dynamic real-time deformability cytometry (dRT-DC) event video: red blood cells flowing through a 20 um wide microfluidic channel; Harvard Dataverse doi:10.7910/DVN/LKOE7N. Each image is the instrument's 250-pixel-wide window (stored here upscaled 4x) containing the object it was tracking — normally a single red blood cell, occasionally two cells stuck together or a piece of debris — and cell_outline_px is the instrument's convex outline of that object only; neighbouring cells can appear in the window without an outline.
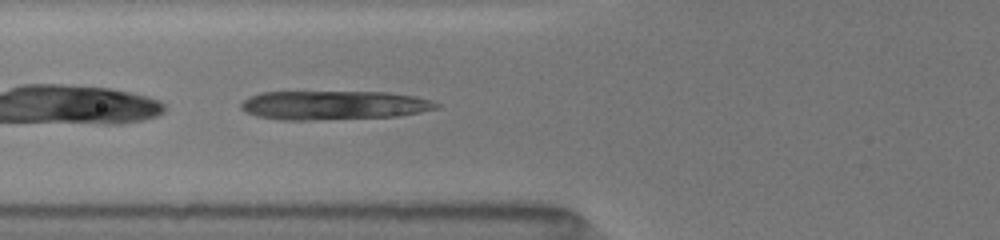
{"species": "common noctule bat (a hibernating species)", "species_latin": "Nyctalus noctula", "temperature_condition": "room temperature", "stored_images_in_passage": 21, "camera_frame_rate_fps": 3000, "um_per_image_px": 0.085, "animal": {"sex": "female", "body_mass_g": 19.5, "forearm_length_mm": 54.1}, "frame": {"image": 1, "passage_image": 7, "time_ms": 5.0, "image_size_px": [1000, 240], "cell_outline_px": [[440, 108], [400, 116], [312, 120], [280, 120], [256, 116], [240, 108], [240, 104], [248, 96], [260, 92], [388, 92], [416, 96], [432, 100], [440, 104]], "centroid_in_image_um": [28.39, 8.94], "position_along_channel_um": 97.4, "area_um2": 33.29}}